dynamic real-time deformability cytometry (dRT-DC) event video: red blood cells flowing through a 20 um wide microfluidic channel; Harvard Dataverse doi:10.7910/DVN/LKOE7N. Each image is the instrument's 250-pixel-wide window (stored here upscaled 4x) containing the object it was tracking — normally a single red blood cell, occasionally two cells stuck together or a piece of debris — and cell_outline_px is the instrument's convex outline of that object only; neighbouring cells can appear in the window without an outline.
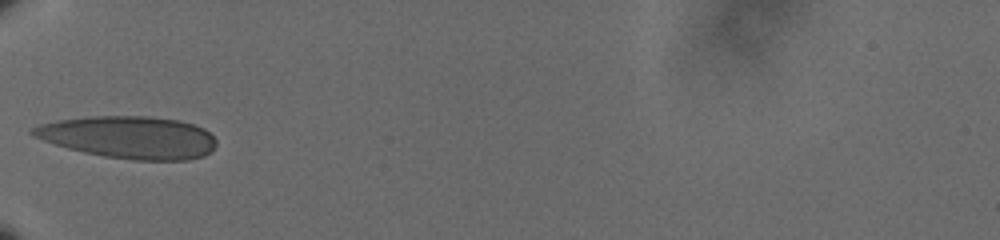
{"species": "human", "species_latin": "Homo sapiens", "temperature_condition": "cold", "stored_images_in_passage": 37, "camera_frame_rate_fps": 3000, "um_per_image_px": 0.085, "donor": {"sex": "male"}, "frame": {"image": 1, "passage_image": 1, "time_ms": 0.0, "image_size_px": [1000, 240], "cell_outline_px": [[216, 144], [204, 156], [188, 160], [136, 160], [104, 156], [84, 152], [68, 148], [32, 136], [28, 132], [32, 128], [40, 124], [60, 120], [92, 116], [148, 116], [180, 120], [204, 128], [216, 140]], "centroid_in_image_um": [10.97, 11.66], "position_along_channel_um": 74.0, "area_um2": 45.03}}
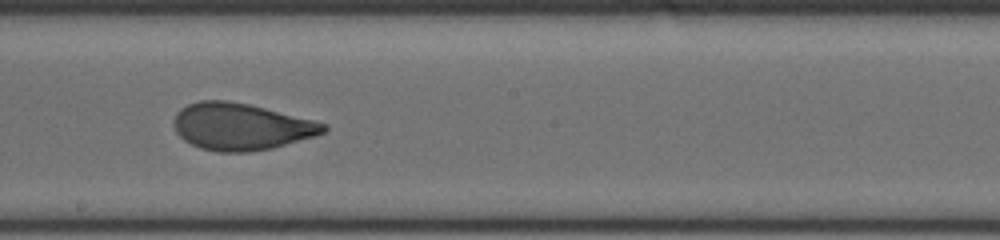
{"frame": {"image": 2, "passage_image": 14, "time_ms": 4.333, "image_size_px": [1000, 240], "cell_outline_px": [[328, 128], [324, 132], [316, 136], [272, 148], [248, 152], [216, 152], [200, 148], [184, 140], [176, 132], [172, 124], [172, 120], [176, 112], [180, 108], [188, 104], [200, 100], [224, 100], [248, 104], [328, 124]], "centroid_in_image_um": [20.44, 10.77], "position_along_channel_um": 227.8, "area_um2": 40.92}}
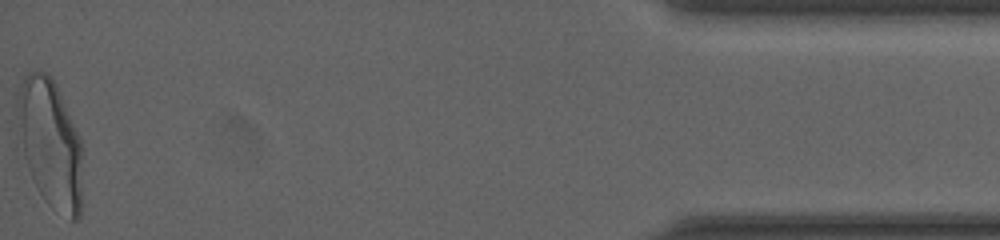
{"frame": {"image": 3, "passage_image": 37, "time_ms": 12.0, "image_size_px": [1000, 240], "cell_outline_px": [[84, 148], [80, 216], [76, 220], [72, 220], [52, 208], [44, 200], [36, 188], [16, 148], [16, 100], [20, 84], [24, 76], [28, 72], [44, 72], [52, 80], [80, 136]], "centroid_in_image_um": [4.22, 12.26], "position_along_channel_um": 431.0, "area_um2": 50.34}, "authors_computed_cell_mechanics": {"area_um2": 41.4426, "velocity_mm_per_s": 3.6059, "shape_relaxation_time_tau1_ms": 4.7369, "shape_relaxation_time_tau2_ms": 0.8194, "deformation_change_tau1": 0.1609, "deformation_change_tau2": 0.0639}}